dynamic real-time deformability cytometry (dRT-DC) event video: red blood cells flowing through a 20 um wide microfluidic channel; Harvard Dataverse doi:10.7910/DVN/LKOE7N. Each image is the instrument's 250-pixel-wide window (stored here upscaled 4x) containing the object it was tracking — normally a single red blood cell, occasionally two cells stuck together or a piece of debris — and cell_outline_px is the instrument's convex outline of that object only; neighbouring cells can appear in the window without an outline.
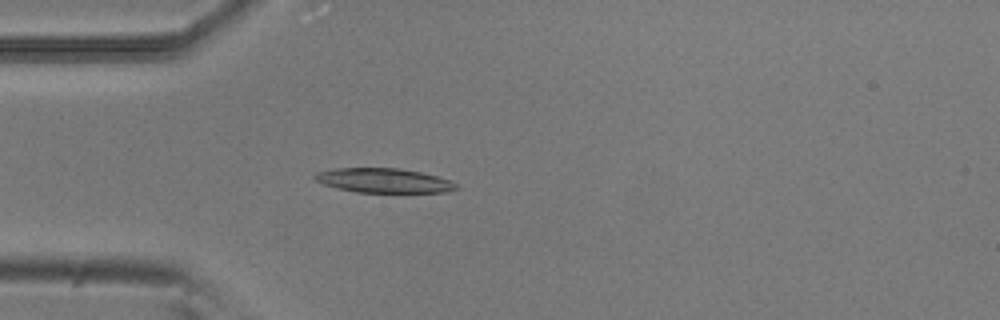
{"species": "common noctule bat (a hibernating species)", "species_latin": "Nyctalus noctula", "temperature_condition": "room temperature", "stored_images_in_passage": 51, "camera_frame_rate_fps": 3000, "um_per_image_px": 0.085, "animal": {"sex": "male", "body_mass_g": 20.5, "forearm_length_mm": 52.5}, "frame": {"image": 1, "passage_image": 13, "time_ms": 4.0, "image_size_px": [1000, 320], "cell_outline_px": [[460, 188], [444, 192], [356, 192], [324, 184], [316, 180], [312, 176], [316, 172], [336, 168], [400, 168], [420, 172], [452, 180]], "centroid_in_image_um": [32.64, 15.34], "position_along_channel_um": 52.4, "area_um2": 20.0}}
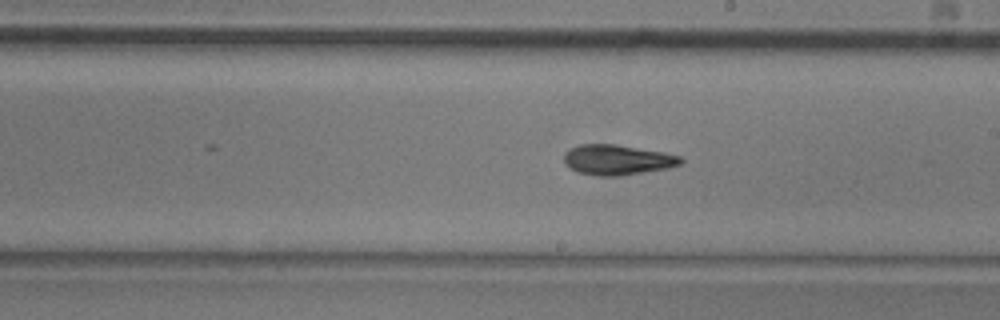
{"frame": {"image": 2, "passage_image": 28, "time_ms": 9.0, "image_size_px": [1000, 320], "cell_outline_px": [[684, 160], [680, 164], [668, 168], [620, 176], [596, 176], [576, 172], [564, 164], [564, 152], [580, 144], [616, 144], [664, 152], [680, 156]], "centroid_in_image_um": [52.45, 13.59], "position_along_channel_um": 236.5, "area_um2": 20.69}}
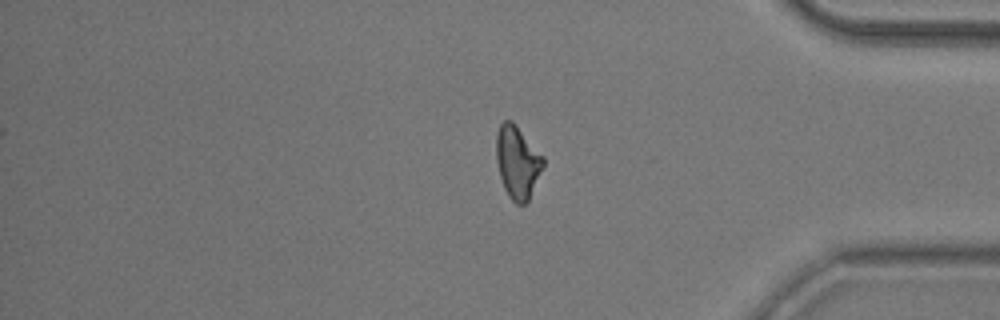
{"frame": {"image": 3, "passage_image": 42, "time_ms": 13.667, "image_size_px": [1000, 320], "cell_outline_px": [[544, 164], [528, 200], [524, 204], [516, 204], [508, 196], [504, 188], [500, 176], [496, 160], [496, 132], [500, 124], [504, 120], [512, 120], [516, 124], [544, 156]], "centroid_in_image_um": [43.97, 13.74], "position_along_channel_um": 391.2, "area_um2": 19.88}, "authors_computed_cell_mechanics": {"area_um2": 20.0566, "velocity_mm_per_s": 3.804, "shape_relaxation_time_tau1_ms": 6.1472, "shape_relaxation_time_tau2_ms": 3.1247, "deformation_change_tau1": 0.2021, "deformation_change_tau2": 0.1166}}